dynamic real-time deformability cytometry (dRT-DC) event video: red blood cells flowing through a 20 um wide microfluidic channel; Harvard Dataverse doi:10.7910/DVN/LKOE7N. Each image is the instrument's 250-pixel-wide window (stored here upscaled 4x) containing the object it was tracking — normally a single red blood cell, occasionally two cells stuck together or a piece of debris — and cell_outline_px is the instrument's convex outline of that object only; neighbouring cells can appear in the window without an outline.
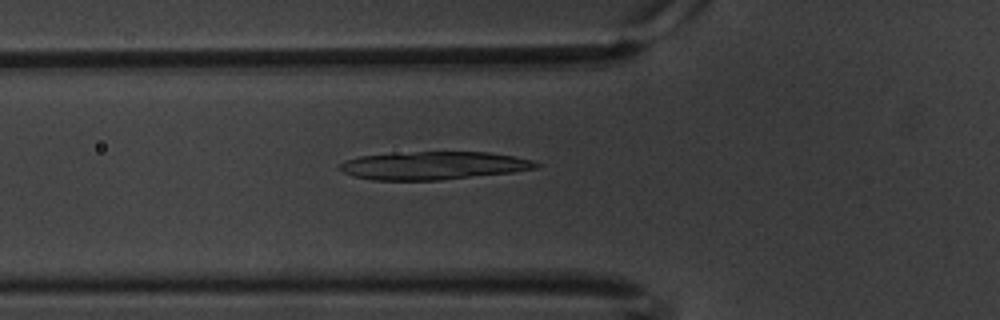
{"species": "common noctule bat (a hibernating species)", "species_latin": "Nyctalus noctula", "temperature_condition": "warm", "stored_images_in_passage": 43, "camera_frame_rate_fps": 3000, "um_per_image_px": 0.085, "animal": {"sex": "male", "body_mass_g": 20.1, "forearm_length_mm": 53.5}, "frame": {"image": 1, "passage_image": 5, "time_ms": 1.333, "image_size_px": [1000, 320], "cell_outline_px": [[540, 164], [536, 168], [512, 172], [440, 180], [372, 180], [352, 176], [336, 168], [340, 164], [348, 160], [360, 156], [392, 152], [488, 152], [512, 156], [532, 160]], "centroid_in_image_um": [36.79, 14.07], "position_along_channel_um": 89.0, "area_um2": 32.08}}
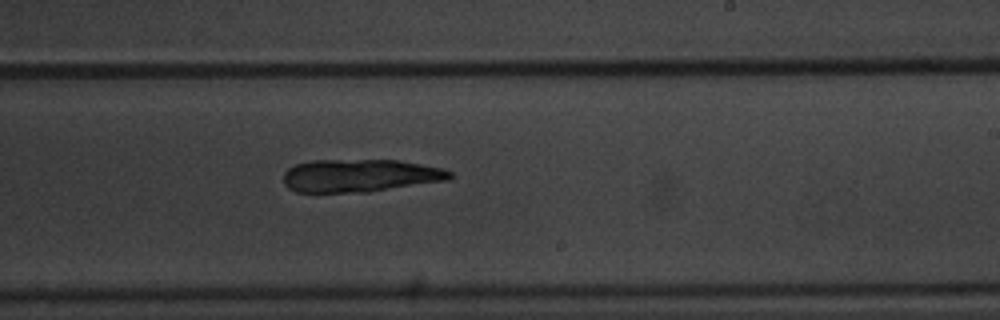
{"frame": {"image": 2, "passage_image": 20, "time_ms": 6.333, "image_size_px": [1000, 320], "cell_outline_px": [[452, 176], [448, 180], [368, 192], [296, 192], [288, 188], [284, 184], [284, 172], [288, 168], [296, 164], [312, 160], [400, 160], [444, 168], [452, 172]], "centroid_in_image_um": [30.61, 14.92], "position_along_channel_um": 258.4, "area_um2": 31.96}}
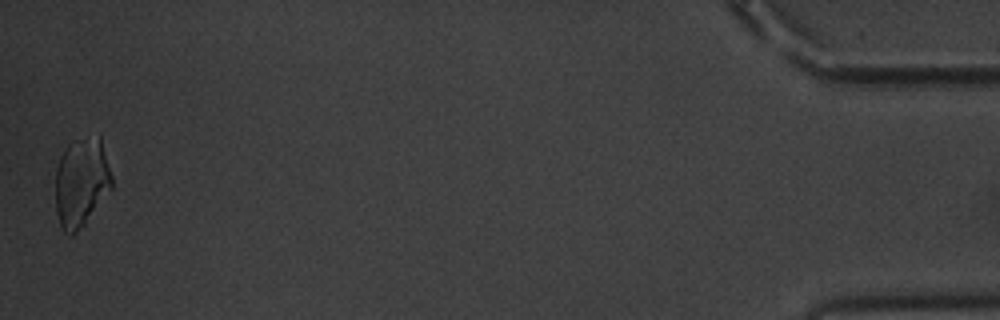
{"frame": {"image": 3, "passage_image": 43, "time_ms": 14.0, "image_size_px": [1000, 320], "cell_outline_px": [[112, 188], [84, 224], [72, 236], [68, 236], [60, 228], [56, 212], [56, 168], [60, 156], [68, 144], [76, 140], [100, 132], [112, 176]], "centroid_in_image_um": [6.92, 15.46], "position_along_channel_um": 428.3, "area_um2": 29.71}}